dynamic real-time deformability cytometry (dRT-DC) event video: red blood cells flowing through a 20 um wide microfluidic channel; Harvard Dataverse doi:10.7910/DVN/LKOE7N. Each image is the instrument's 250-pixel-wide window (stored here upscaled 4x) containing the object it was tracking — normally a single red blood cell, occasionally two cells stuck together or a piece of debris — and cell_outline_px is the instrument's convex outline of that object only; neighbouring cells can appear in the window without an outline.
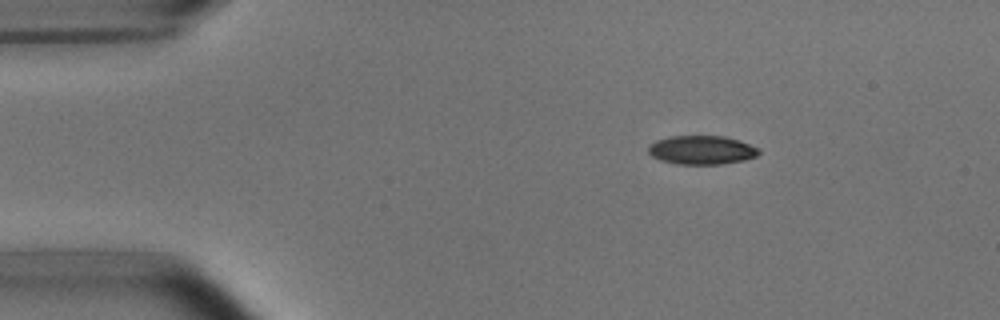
{"species": "common noctule bat (a hibernating species)", "species_latin": "Nyctalus noctula", "temperature_condition": "room temperature", "stored_images_in_passage": 2, "camera_frame_rate_fps": 3000, "um_per_image_px": 0.085, "animal": {"sex": "male", "body_mass_g": 15.6}, "frame": {"image": 1, "passage_image": 2, "time_ms": 2.0, "image_size_px": [1000, 320], "cell_outline_px": [[760, 152], [756, 156], [744, 160], [720, 164], [676, 164], [660, 160], [652, 156], [648, 152], [648, 144], [656, 140], [668, 136], [724, 136], [740, 140], [760, 148]], "centroid_in_image_um": [59.63, 12.74], "position_along_channel_um": 25.4, "area_um2": 18.73}}